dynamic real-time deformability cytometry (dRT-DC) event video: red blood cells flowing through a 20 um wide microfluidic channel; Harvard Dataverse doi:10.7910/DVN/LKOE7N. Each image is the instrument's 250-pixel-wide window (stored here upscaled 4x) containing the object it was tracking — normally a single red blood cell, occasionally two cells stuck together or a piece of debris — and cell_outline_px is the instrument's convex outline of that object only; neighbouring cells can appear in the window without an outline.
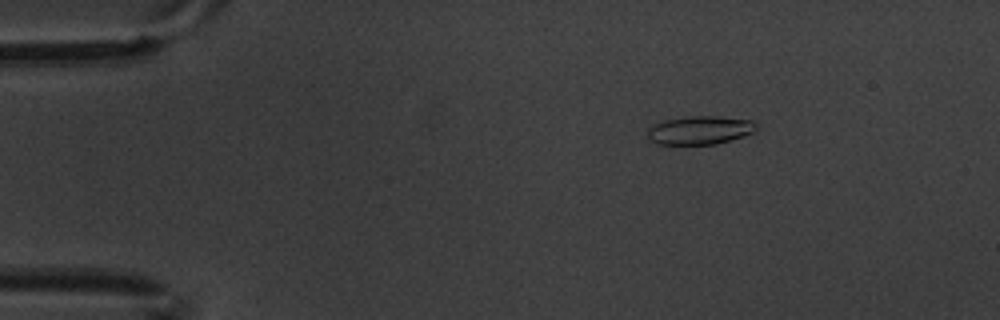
{"species": "common noctule bat (a hibernating species)", "species_latin": "Nyctalus noctula", "temperature_condition": "warm", "stored_images_in_passage": 5, "camera_frame_rate_fps": 3000, "um_per_image_px": 0.085, "animal": {"sex": "male", "body_mass_g": 20.1, "forearm_length_mm": 53.5}, "frame": {"image": 1, "passage_image": 3, "time_ms": 0.667, "image_size_px": [1000, 320], "cell_outline_px": [[760, 128], [744, 136], [716, 144], [656, 144], [648, 140], [648, 128], [664, 120], [688, 116], [716, 116], [752, 120]], "centroid_in_image_um": [59.5, 11.06], "position_along_channel_um": 25.5, "area_um2": 18.09}}